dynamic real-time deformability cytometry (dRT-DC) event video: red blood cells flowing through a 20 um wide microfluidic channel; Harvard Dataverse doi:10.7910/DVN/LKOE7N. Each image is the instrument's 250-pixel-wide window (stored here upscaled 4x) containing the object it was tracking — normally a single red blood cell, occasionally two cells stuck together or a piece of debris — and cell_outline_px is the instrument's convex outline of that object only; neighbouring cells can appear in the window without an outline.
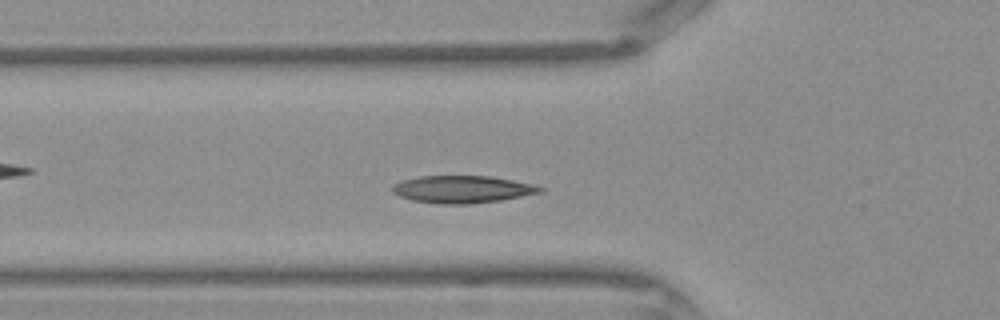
{"species": "Egyptian fruit bat (a non-hibernating species)", "species_latin": "Rousettus aegyptiacus", "temperature_condition": "warm", "stored_images_in_passage": 40, "segment_of_instrument_passage": [1, 2], "camera_frame_rate_fps": 3000, "um_per_image_px": 0.085, "frame": {"image": 1, "passage_image": 11, "time_ms": 3.333, "image_size_px": [1000, 320], "cell_outline_px": [[544, 192], [500, 200], [468, 204], [440, 204], [412, 200], [400, 196], [392, 192], [392, 188], [396, 184], [404, 180], [420, 176], [488, 176], [512, 180], [532, 184], [544, 188]], "centroid_in_image_um": [39.32, 16.09], "position_along_channel_um": 86.5, "area_um2": 23.29}}
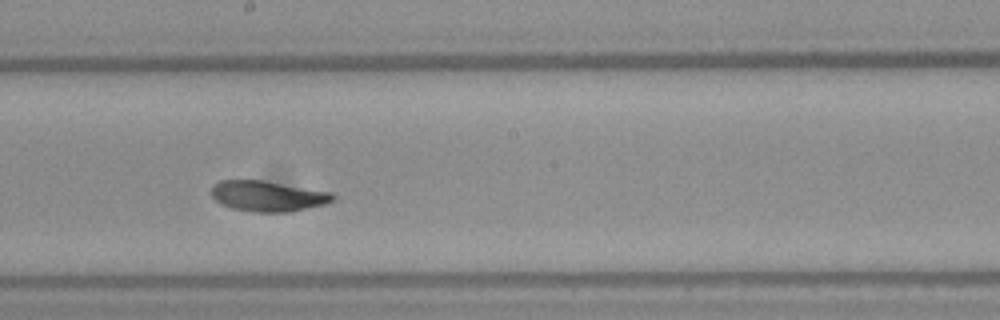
{"frame": {"image": 2, "passage_image": 20, "time_ms": 6.333, "image_size_px": [1000, 320], "cell_outline_px": [[336, 196], [332, 200], [324, 204], [308, 208], [288, 212], [252, 212], [232, 208], [220, 204], [212, 196], [212, 188], [220, 180], [260, 180], [332, 192]], "centroid_in_image_um": [22.76, 16.67], "position_along_channel_um": 225.4, "area_um2": 21.44}}
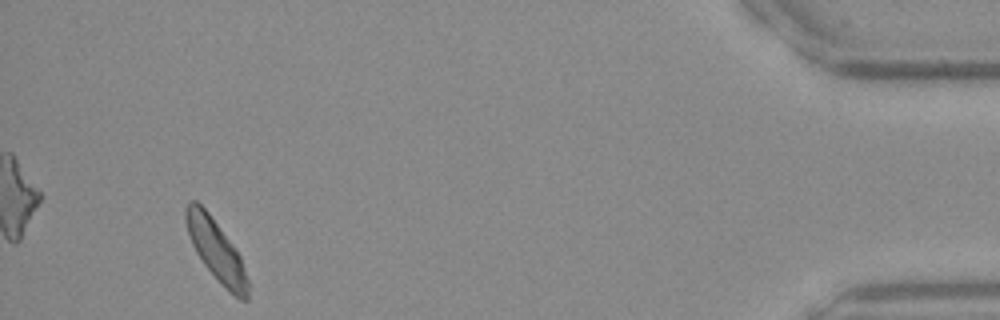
{"frame": {"image": 3, "passage_image": 37, "time_ms": 12.0, "image_size_px": [1000, 320], "cell_outline_px": [[248, 300], [240, 300], [204, 264], [196, 252], [192, 244], [184, 220], [184, 208], [188, 200], [196, 200], [208, 212], [232, 244], [240, 256], [248, 280]], "centroid_in_image_um": [18.33, 21.19], "position_along_channel_um": 416.9, "area_um2": 21.39}}